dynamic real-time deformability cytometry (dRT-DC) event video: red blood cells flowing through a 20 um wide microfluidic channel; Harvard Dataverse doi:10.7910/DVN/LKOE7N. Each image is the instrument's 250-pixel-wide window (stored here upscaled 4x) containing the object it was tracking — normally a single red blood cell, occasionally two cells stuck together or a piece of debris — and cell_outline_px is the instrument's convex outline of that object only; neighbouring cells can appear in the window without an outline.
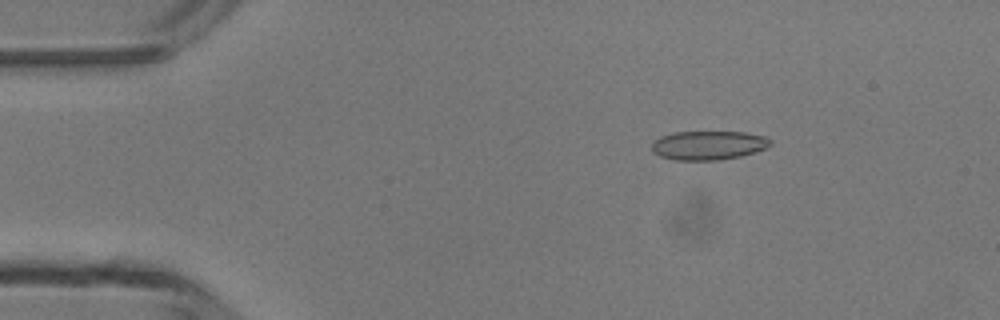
{"species": "common noctule bat (a hibernating species)", "species_latin": "Nyctalus noctula", "temperature_condition": "room temperature", "stored_images_in_passage": 4, "camera_frame_rate_fps": 3000, "um_per_image_px": 0.085, "animal": {"sex": "male", "body_mass_g": 13.3}, "frame": {"image": 1, "passage_image": 2, "time_ms": 1.333, "image_size_px": [1000, 320], "cell_outline_px": [[772, 144], [756, 152], [740, 156], [720, 160], [676, 160], [660, 156], [652, 152], [652, 144], [660, 136], [672, 132], [744, 132], [764, 136], [772, 140]], "centroid_in_image_um": [60.21, 12.35], "position_along_channel_um": 24.8, "area_um2": 20.06}}
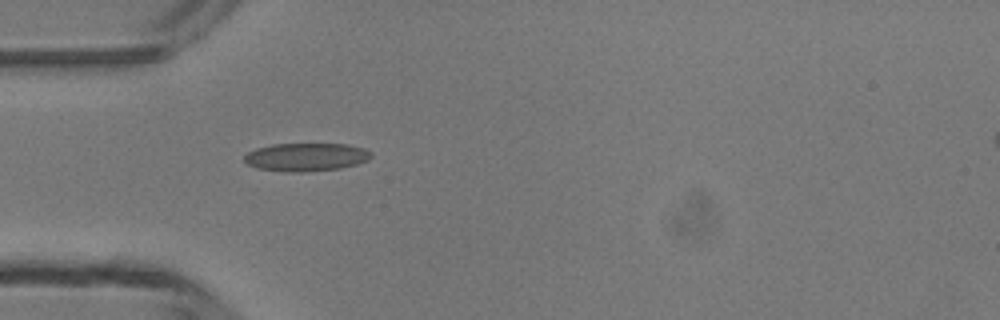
{"frame": {"image": 2, "passage_image": 4, "time_ms": 3.667, "image_size_px": [1000, 320], "cell_outline_px": [[372, 156], [368, 160], [356, 164], [340, 168], [300, 172], [292, 172], [256, 168], [248, 164], [244, 160], [244, 156], [248, 152], [256, 148], [272, 144], [348, 144], [364, 148], [372, 152]], "centroid_in_image_um": [26.03, 13.34], "position_along_channel_um": 59.0, "area_um2": 20.75}}